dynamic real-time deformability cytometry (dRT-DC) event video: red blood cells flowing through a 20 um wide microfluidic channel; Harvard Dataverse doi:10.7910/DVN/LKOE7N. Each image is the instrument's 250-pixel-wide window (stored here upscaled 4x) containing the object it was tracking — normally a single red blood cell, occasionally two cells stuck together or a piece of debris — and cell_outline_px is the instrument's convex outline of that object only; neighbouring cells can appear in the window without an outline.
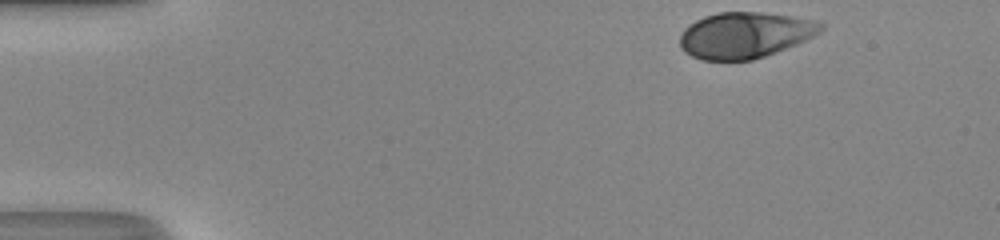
{"species": "human", "species_latin": "Homo sapiens", "temperature_condition": "room temperature", "stored_images_in_passage": 33, "camera_frame_rate_fps": 3000, "um_per_image_px": 0.085, "donor": {"sex": "male"}, "frame": {"image": 1, "passage_image": 1, "time_ms": 0.0, "image_size_px": [1000, 240], "cell_outline_px": [[824, 28], [820, 32], [796, 44], [764, 56], [752, 60], [704, 60], [692, 56], [684, 52], [680, 48], [680, 36], [684, 28], [688, 24], [704, 16], [720, 12], [760, 12], [792, 16], [816, 20], [824, 24]], "centroid_in_image_um": [63.29, 2.97], "position_along_channel_um": 21.7, "area_um2": 37.74}}
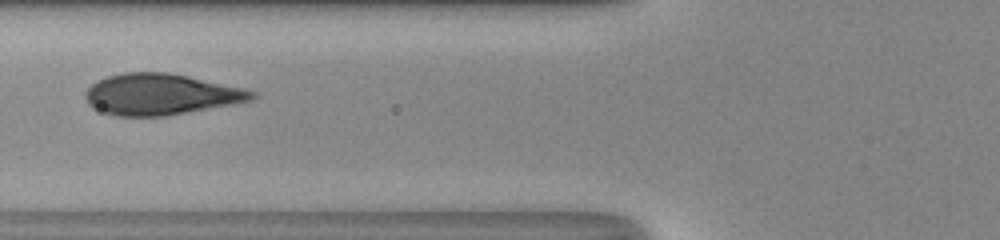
{"frame": {"image": 2, "passage_image": 15, "time_ms": 4.667, "image_size_px": [1000, 240], "cell_outline_px": [[256, 96], [252, 100], [232, 104], [164, 116], [116, 116], [92, 108], [88, 104], [84, 96], [84, 92], [92, 84], [108, 76], [124, 72], [168, 72], [188, 76], [244, 88], [256, 92]], "centroid_in_image_um": [13.64, 8.02], "position_along_channel_um": 112.2, "area_um2": 39.77}}
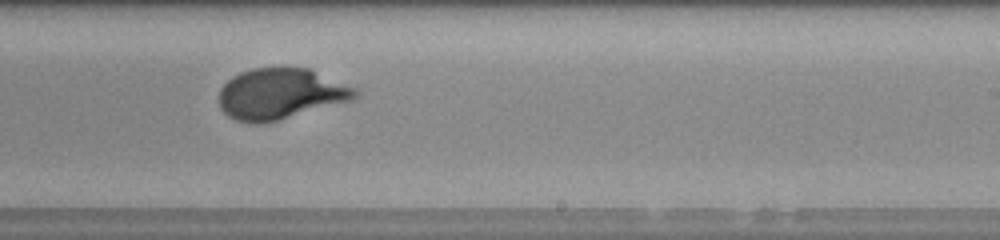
{"frame": {"image": 3, "passage_image": 26, "time_ms": 8.333, "image_size_px": [1000, 240], "cell_outline_px": [[360, 92], [352, 100], [280, 120], [256, 124], [252, 124], [236, 120], [228, 116], [220, 108], [220, 88], [232, 76], [240, 72], [252, 68], [308, 68], [356, 88]], "centroid_in_image_um": [23.84, 7.99], "position_along_channel_um": 265.2, "area_um2": 40.29}}